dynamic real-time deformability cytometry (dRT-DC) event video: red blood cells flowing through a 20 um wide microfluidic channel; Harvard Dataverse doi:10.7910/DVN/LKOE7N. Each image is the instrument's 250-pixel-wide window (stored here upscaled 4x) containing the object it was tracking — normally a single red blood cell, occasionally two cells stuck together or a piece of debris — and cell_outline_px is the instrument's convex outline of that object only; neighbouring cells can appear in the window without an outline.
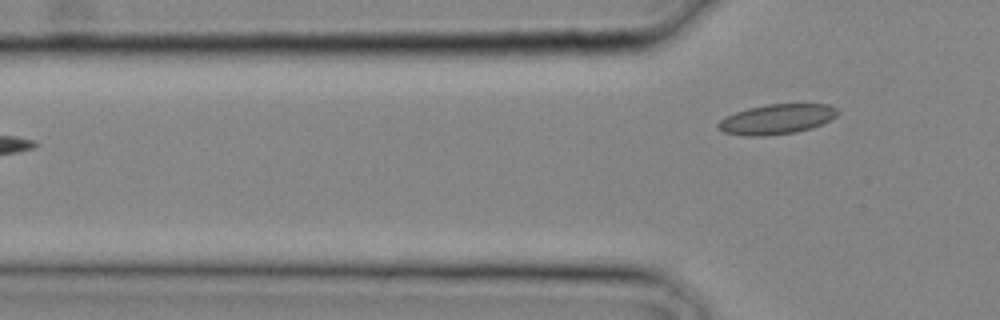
{"species": "common noctule bat (a hibernating species)", "species_latin": "Nyctalus noctula", "temperature_condition": "cold", "stored_images_in_passage": 2, "camera_frame_rate_fps": 3000, "um_per_image_px": 0.085, "animal": {"sex": "male", "body_mass_g": 20.4}, "frame": {"image": 1, "passage_image": 2, "time_ms": 0.333, "image_size_px": [1000, 320], "cell_outline_px": [[840, 112], [832, 120], [812, 128], [796, 132], [764, 136], [744, 136], [724, 132], [716, 128], [716, 124], [724, 116], [748, 108], [768, 104], [828, 104], [836, 108]], "centroid_in_image_um": [66.01, 10.13], "position_along_channel_um": 59.8, "area_um2": 21.1}}